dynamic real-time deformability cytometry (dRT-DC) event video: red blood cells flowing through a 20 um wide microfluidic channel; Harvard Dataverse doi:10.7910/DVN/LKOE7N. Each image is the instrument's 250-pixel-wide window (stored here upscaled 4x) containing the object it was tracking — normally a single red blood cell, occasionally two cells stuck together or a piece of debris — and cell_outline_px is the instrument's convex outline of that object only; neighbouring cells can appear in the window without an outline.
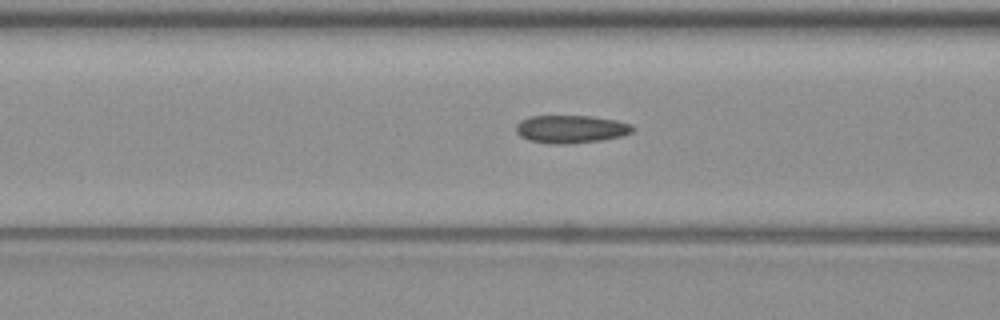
{"species": "common noctule bat (a hibernating species)", "species_latin": "Nyctalus noctula", "temperature_condition": "warm", "stored_images_in_passage": 29, "camera_frame_rate_fps": 3000, "um_per_image_px": 0.085, "animal": {"sex": "female", "body_mass_g": 19.3, "forearm_length_mm": 54.1}, "frame": {"image": 1, "passage_image": 14, "time_ms": 4.333, "image_size_px": [1000, 320], "cell_outline_px": [[636, 128], [632, 132], [620, 136], [600, 140], [564, 144], [548, 144], [528, 140], [520, 136], [516, 132], [516, 124], [520, 120], [532, 116], [592, 116], [616, 120], [632, 124]], "centroid_in_image_um": [48.51, 10.97], "position_along_channel_um": 118.1, "area_um2": 19.02}}
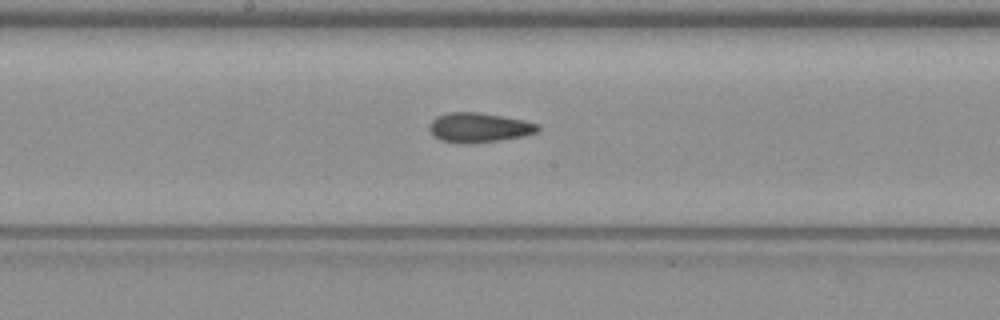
{"frame": {"image": 2, "passage_image": 21, "time_ms": 6.667, "image_size_px": [1000, 320], "cell_outline_px": [[540, 128], [536, 132], [524, 136], [468, 144], [456, 144], [440, 140], [432, 136], [428, 128], [428, 124], [436, 116], [448, 112], [476, 112], [500, 116], [520, 120], [536, 124]], "centroid_in_image_um": [40.59, 10.86], "position_along_channel_um": 207.6, "area_um2": 18.67}}
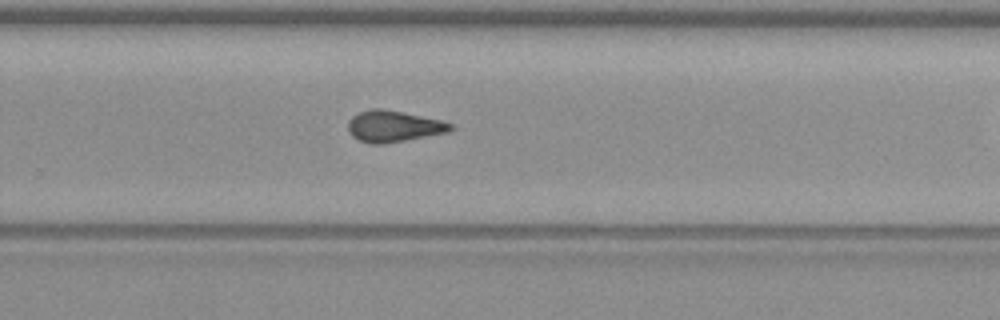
{"frame": {"image": 3, "passage_image": 28, "time_ms": 9.0, "image_size_px": [1000, 320], "cell_outline_px": [[452, 128], [448, 132], [384, 144], [368, 144], [352, 136], [348, 132], [348, 120], [356, 112], [372, 108], [380, 108], [404, 112], [440, 120], [452, 124]], "centroid_in_image_um": [33.39, 10.73], "position_along_channel_um": 296.4, "area_um2": 18.79}}